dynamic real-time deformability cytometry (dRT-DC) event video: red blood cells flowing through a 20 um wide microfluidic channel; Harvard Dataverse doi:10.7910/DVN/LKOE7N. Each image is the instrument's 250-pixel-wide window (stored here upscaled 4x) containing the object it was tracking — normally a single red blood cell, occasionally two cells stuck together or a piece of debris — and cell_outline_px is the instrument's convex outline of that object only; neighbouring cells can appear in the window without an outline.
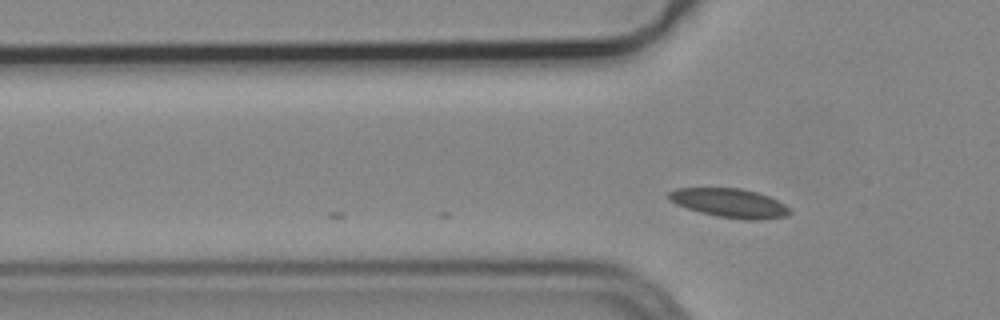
{"species": "common noctule bat (a hibernating species)", "species_latin": "Nyctalus noctula", "temperature_condition": "cold", "stored_images_in_passage": 3, "camera_frame_rate_fps": 3000, "um_per_image_px": 0.085, "animal": {"sex": "male", "body_mass_g": 19.2, "forearm_length_mm": 51.8}, "frame": {"image": 1, "passage_image": 3, "time_ms": 0.667, "image_size_px": [1000, 320], "cell_outline_px": [[792, 212], [788, 216], [760, 220], [748, 220], [716, 216], [700, 212], [676, 204], [668, 200], [668, 192], [676, 188], [740, 188], [756, 192], [768, 196], [792, 208]], "centroid_in_image_um": [62.04, 17.26], "position_along_channel_um": 63.8, "area_um2": 20.52}}